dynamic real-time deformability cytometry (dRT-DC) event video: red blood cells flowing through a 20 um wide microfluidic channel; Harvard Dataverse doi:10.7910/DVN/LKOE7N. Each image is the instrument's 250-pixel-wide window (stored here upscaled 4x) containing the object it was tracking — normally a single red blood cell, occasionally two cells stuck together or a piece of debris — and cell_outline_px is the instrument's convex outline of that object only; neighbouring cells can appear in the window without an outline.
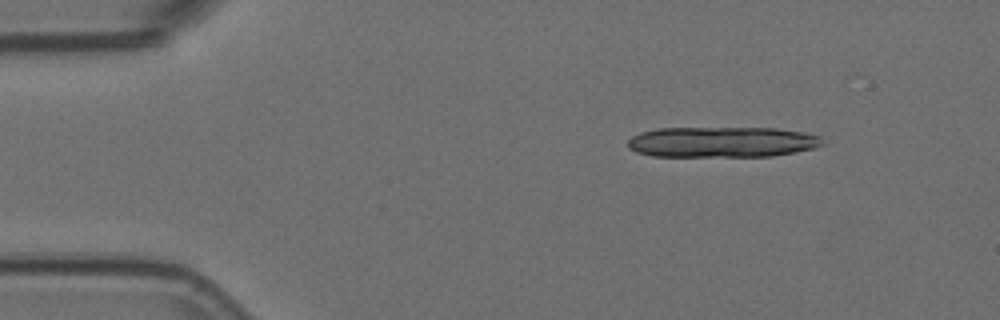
{"species": "Egyptian fruit bat (a non-hibernating species)", "species_latin": "Rousettus aegyptiacus", "temperature_condition": "room temperature", "stored_images_in_passage": 6, "camera_frame_rate_fps": 3000, "um_per_image_px": 0.085, "animal": {"sex": "female"}, "frame": {"image": 1, "passage_image": 1, "time_ms": 0.0, "image_size_px": [1000, 320], "cell_outline_px": [[824, 144], [816, 148], [796, 152], [772, 156], [652, 156], [636, 152], [628, 148], [628, 140], [632, 136], [640, 132], [656, 128], [776, 128], [804, 132], [820, 136]], "centroid_in_image_um": [61.38, 12.07], "position_along_channel_um": 23.6, "area_um2": 34.97}}
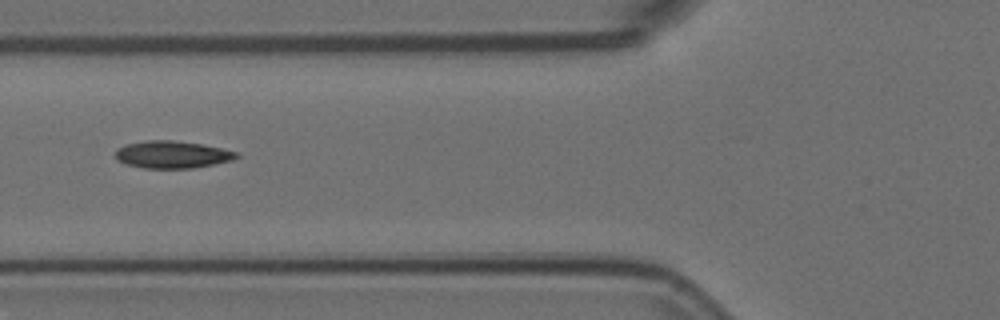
{"frame": {"image": 2, "passage_image": 5, "time_ms": 1.333, "image_size_px": [1000, 320], "cell_outline_px": [[240, 156], [232, 160], [192, 168], [144, 168], [128, 164], [116, 160], [116, 148], [124, 144], [148, 140], [172, 140], [200, 144], [240, 152]], "centroid_in_image_um": [14.62, 13.13], "position_along_channel_um": 111.2, "area_um2": 19.19}}
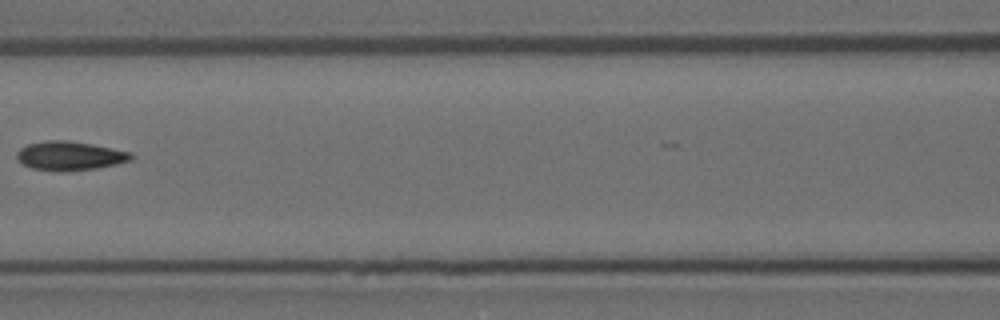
{"frame": {"image": 3, "passage_image": 6, "time_ms": 1.667, "image_size_px": [1000, 320], "cell_outline_px": [[136, 156], [132, 160], [116, 164], [96, 168], [32, 168], [24, 164], [16, 156], [16, 152], [20, 148], [28, 144], [48, 140], [68, 140], [92, 144], [132, 152]], "centroid_in_image_um": [6.0, 13.18], "position_along_channel_um": 160.6, "area_um2": 18.44}}